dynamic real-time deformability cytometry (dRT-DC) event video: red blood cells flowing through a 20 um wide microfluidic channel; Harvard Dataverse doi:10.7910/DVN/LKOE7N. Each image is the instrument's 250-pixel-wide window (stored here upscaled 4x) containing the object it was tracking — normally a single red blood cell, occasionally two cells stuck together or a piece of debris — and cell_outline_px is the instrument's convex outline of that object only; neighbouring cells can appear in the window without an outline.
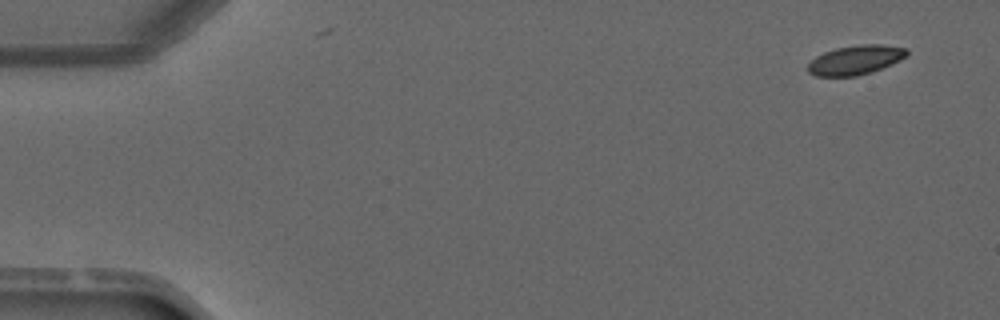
{"species": "common noctule bat (a hibernating species)", "species_latin": "Nyctalus noctula", "temperature_condition": "warm", "stored_images_in_passage": 4, "camera_frame_rate_fps": 3000, "um_per_image_px": 0.085, "animal": {"sex": "male", "forearm_length_mm": 52.5}, "frame": {"image": 1, "passage_image": 1, "time_ms": 0.0, "image_size_px": [1000, 320], "cell_outline_px": [[908, 56], [900, 60], [872, 72], [856, 76], [816, 76], [808, 72], [808, 64], [816, 56], [824, 52], [836, 48], [860, 44], [880, 44], [908, 48]], "centroid_in_image_um": [72.74, 5.09], "position_along_channel_um": 12.3, "area_um2": 16.94}}